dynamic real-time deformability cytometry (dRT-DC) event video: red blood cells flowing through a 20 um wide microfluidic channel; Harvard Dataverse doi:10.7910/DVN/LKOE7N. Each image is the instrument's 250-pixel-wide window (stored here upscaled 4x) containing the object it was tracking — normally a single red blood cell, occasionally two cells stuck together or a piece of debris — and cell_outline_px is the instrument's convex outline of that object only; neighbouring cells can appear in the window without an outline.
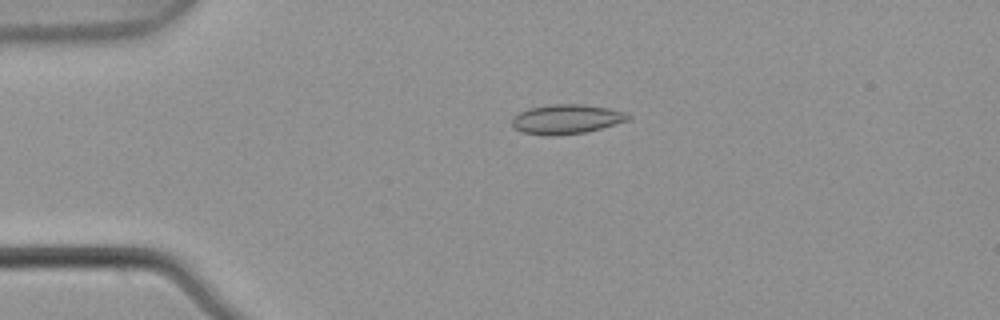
{"species": "common noctule bat (a hibernating species)", "species_latin": "Nyctalus noctula", "temperature_condition": "warm", "stored_images_in_passage": 4, "camera_frame_rate_fps": 3000, "um_per_image_px": 0.085, "animal": {"sex": "male", "body_mass_g": 21.5, "forearm_length_mm": 52.0}, "frame": {"image": 1, "passage_image": 4, "time_ms": 1.0, "image_size_px": [1000, 320], "cell_outline_px": [[632, 116], [628, 120], [600, 128], [584, 132], [556, 136], [544, 136], [520, 132], [512, 124], [512, 120], [520, 112], [528, 108], [552, 104], [584, 104], [608, 108], [624, 112]], "centroid_in_image_um": [48.13, 10.13], "position_along_channel_um": 36.9, "area_um2": 19.88}}